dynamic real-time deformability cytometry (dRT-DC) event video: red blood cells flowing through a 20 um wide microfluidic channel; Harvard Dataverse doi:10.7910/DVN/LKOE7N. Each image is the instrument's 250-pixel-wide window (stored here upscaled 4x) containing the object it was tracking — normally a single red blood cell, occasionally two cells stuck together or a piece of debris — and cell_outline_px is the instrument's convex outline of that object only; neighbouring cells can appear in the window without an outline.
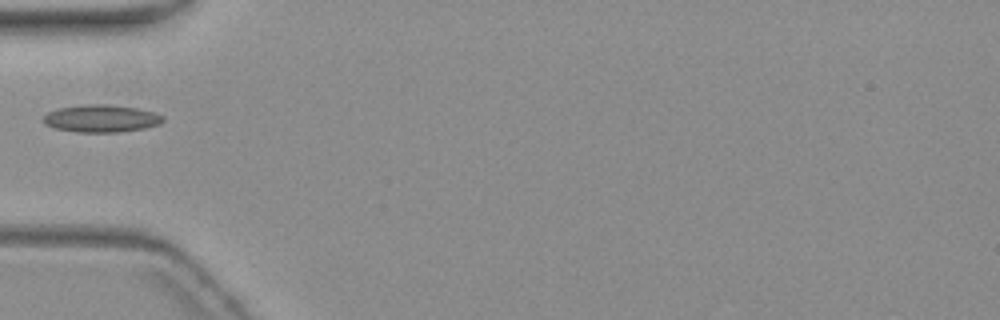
{"species": "common noctule bat (a hibernating species)", "species_latin": "Nyctalus noctula", "temperature_condition": "warm", "stored_images_in_passage": 2, "camera_frame_rate_fps": 3000, "um_per_image_px": 0.085, "animal": {"sex": "female", "body_mass_g": 19.3, "forearm_length_mm": 54.1}, "frame": {"image": 1, "passage_image": 1, "time_ms": 0.0, "image_size_px": [1000, 320], "cell_outline_px": [[164, 120], [160, 124], [144, 128], [120, 132], [76, 132], [52, 128], [44, 124], [40, 120], [48, 112], [60, 108], [88, 104], [108, 104], [136, 108], [156, 112], [164, 116]], "centroid_in_image_um": [8.59, 10.08], "position_along_channel_um": 76.4, "area_um2": 19.31}}
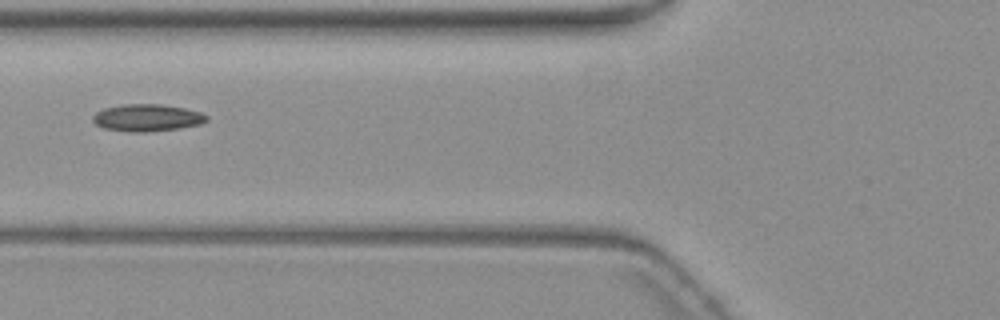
{"frame": {"image": 2, "passage_image": 2, "time_ms": 1.0, "image_size_px": [1000, 320], "cell_outline_px": [[208, 120], [200, 124], [176, 128], [144, 132], [132, 132], [104, 128], [96, 124], [92, 120], [92, 116], [96, 112], [104, 108], [120, 104], [160, 104], [184, 108], [200, 112], [208, 116]], "centroid_in_image_um": [12.47, 9.99], "position_along_channel_um": 113.3, "area_um2": 17.86}}